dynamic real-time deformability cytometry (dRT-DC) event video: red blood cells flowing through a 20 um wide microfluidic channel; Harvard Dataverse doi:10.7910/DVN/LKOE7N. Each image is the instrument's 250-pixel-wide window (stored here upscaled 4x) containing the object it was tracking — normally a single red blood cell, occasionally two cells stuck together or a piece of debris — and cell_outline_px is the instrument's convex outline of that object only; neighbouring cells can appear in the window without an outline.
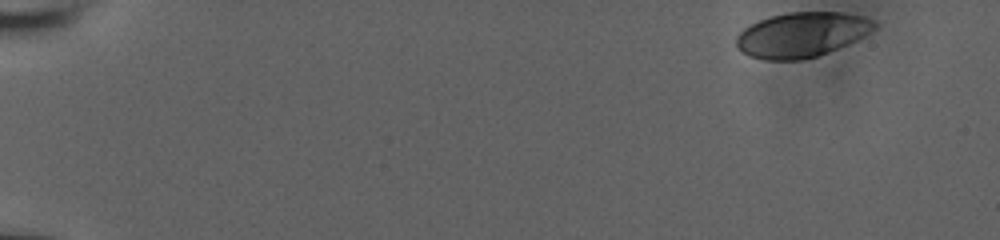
{"species": "human", "species_latin": "Homo sapiens", "temperature_condition": "room temperature", "stored_images_in_passage": 47, "camera_frame_rate_fps": 3000, "um_per_image_px": 0.085, "donor": {"sex": "male"}, "frame": {"image": 1, "passage_image": 1, "time_ms": 0.0, "image_size_px": [1000, 240], "cell_outline_px": [[880, 24], [876, 28], [864, 36], [848, 44], [828, 52], [816, 56], [800, 60], [764, 60], [748, 56], [736, 48], [736, 36], [744, 28], [760, 20], [772, 16], [788, 12], [840, 12], [864, 16], [876, 20]], "centroid_in_image_um": [68.17, 2.95], "position_along_channel_um": 16.8, "area_um2": 36.36}}
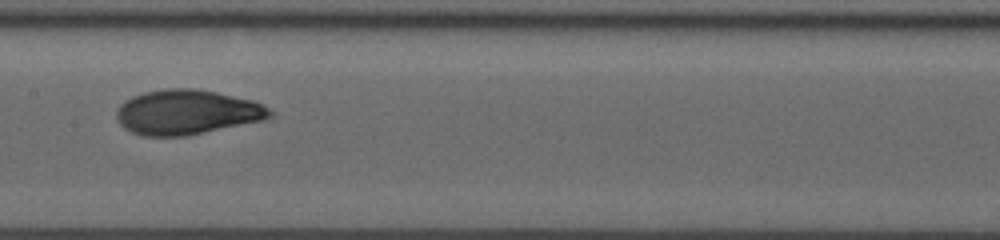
{"frame": {"image": 2, "passage_image": 27, "time_ms": 8.667, "image_size_px": [1000, 240], "cell_outline_px": [[272, 116], [264, 120], [184, 136], [140, 136], [124, 128], [120, 124], [116, 116], [116, 112], [120, 104], [124, 100], [132, 96], [144, 92], [164, 88], [192, 88], [216, 92], [252, 100], [268, 108], [272, 112]], "centroid_in_image_um": [15.84, 9.53], "position_along_channel_um": 191.6, "area_um2": 39.94}}
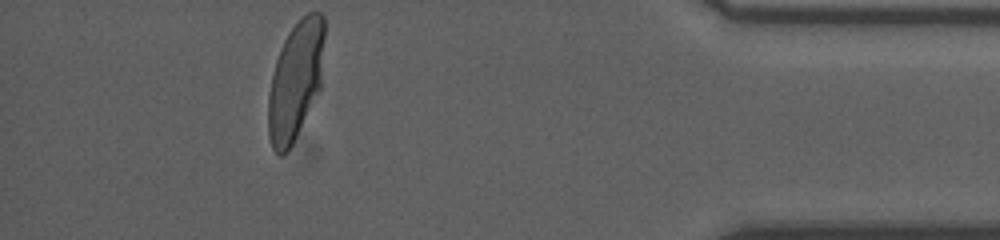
{"frame": {"image": 3, "passage_image": 47, "time_ms": 15.333, "image_size_px": [1000, 240], "cell_outline_px": [[324, 36], [320, 88], [288, 152], [280, 156], [272, 148], [268, 136], [268, 96], [272, 76], [276, 60], [280, 48], [288, 32], [300, 16], [308, 12], [320, 12], [324, 16]], "centroid_in_image_um": [25.1, 6.82], "position_along_channel_um": 410.1, "area_um2": 38.67}, "authors_computed_cell_mechanics": {"area_um2": 38.5526, "velocity_mm_per_s": 3.927, "shape_relaxation_time_tau1_ms": 5.8405, "shape_relaxation_time_tau2_ms": null, "deformation_change_tau1": 0.2077, "deformation_change_tau2": null}}